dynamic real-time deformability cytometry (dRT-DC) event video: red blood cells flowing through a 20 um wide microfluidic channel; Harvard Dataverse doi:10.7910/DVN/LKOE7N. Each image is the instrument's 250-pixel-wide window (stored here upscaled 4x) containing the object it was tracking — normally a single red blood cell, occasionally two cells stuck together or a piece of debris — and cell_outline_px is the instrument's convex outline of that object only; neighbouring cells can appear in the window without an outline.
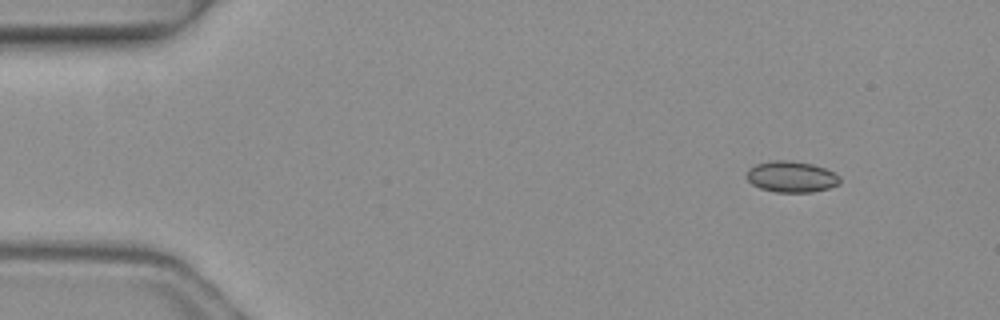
{"species": "common noctule bat (a hibernating species)", "species_latin": "Nyctalus noctula", "temperature_condition": "warm", "stored_images_in_passage": 5, "segment_of_instrument_passage": [1, 2], "camera_frame_rate_fps": 3000, "um_per_image_px": 0.085, "animal": {"sex": "female", "body_mass_g": 19.3, "forearm_length_mm": 54.1}, "frame": {"image": 1, "passage_image": 2, "time_ms": 0.333, "image_size_px": [1000, 320], "cell_outline_px": [[840, 184], [828, 188], [812, 192], [776, 192], [760, 188], [752, 184], [744, 176], [748, 168], [756, 164], [772, 160], [788, 160], [812, 164], [824, 168], [840, 176]], "centroid_in_image_um": [67.23, 15.02], "position_along_channel_um": 17.8, "area_um2": 16.99}}
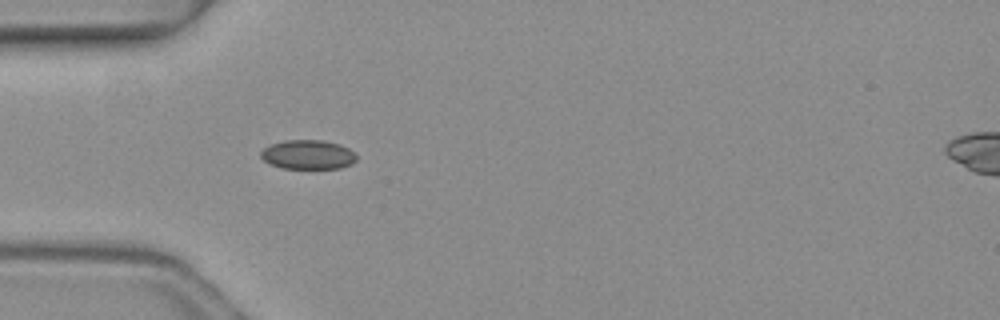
{"frame": {"image": 2, "passage_image": 4, "time_ms": 1.0, "image_size_px": [1000, 320], "cell_outline_px": [[356, 160], [352, 164], [340, 168], [284, 168], [268, 164], [260, 156], [260, 152], [264, 148], [272, 144], [284, 140], [324, 140], [340, 144], [348, 148], [356, 156]], "centroid_in_image_um": [26.16, 13.14], "position_along_channel_um": 58.8, "area_um2": 16.3}}